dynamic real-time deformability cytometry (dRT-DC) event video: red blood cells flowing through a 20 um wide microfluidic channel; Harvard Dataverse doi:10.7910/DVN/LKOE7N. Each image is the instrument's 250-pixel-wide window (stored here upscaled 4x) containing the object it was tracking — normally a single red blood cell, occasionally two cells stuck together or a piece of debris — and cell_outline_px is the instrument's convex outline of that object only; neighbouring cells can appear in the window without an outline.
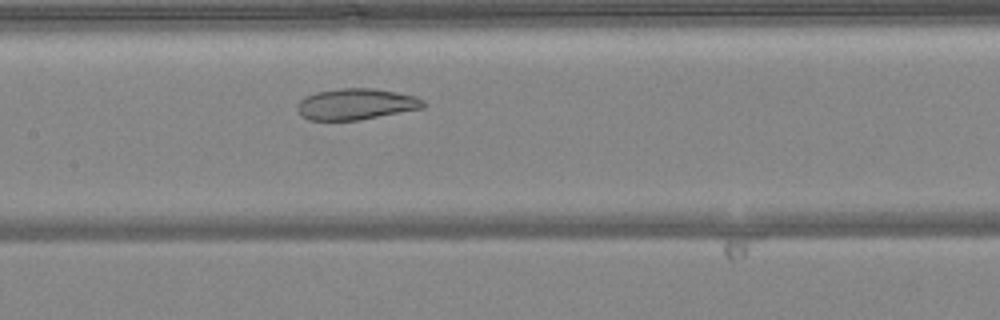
{"species": "common noctule bat (a hibernating species)", "species_latin": "Nyctalus noctula", "temperature_condition": "warm", "stored_images_in_passage": 30, "camera_frame_rate_fps": 3000, "um_per_image_px": 0.085, "animal": {"sex": "female", "body_mass_g": 24.6, "forearm_length_mm": 56.2}, "frame": {"image": 1, "passage_image": 10, "time_ms": 3.0, "image_size_px": [1000, 320], "cell_outline_px": [[428, 104], [424, 108], [360, 120], [308, 120], [300, 116], [296, 108], [296, 104], [300, 100], [316, 92], [340, 88], [372, 88], [396, 92], [416, 96], [424, 100]], "centroid_in_image_um": [30.28, 8.86], "position_along_channel_um": 177.1, "area_um2": 23.12}}
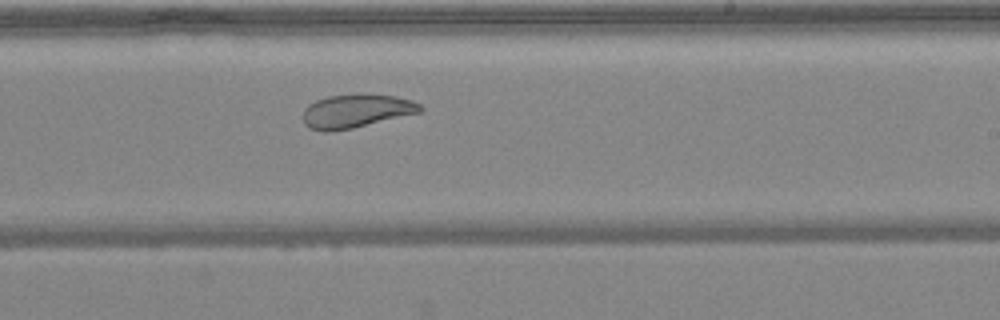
{"frame": {"image": 2, "passage_image": 16, "time_ms": 5.0, "image_size_px": [1000, 320], "cell_outline_px": [[424, 108], [420, 112], [352, 128], [328, 132], [324, 132], [308, 128], [304, 124], [304, 108], [308, 104], [316, 100], [328, 96], [356, 92], [396, 96], [412, 100], [420, 104]], "centroid_in_image_um": [30.25, 9.41], "position_along_channel_um": 258.7, "area_um2": 23.24}}
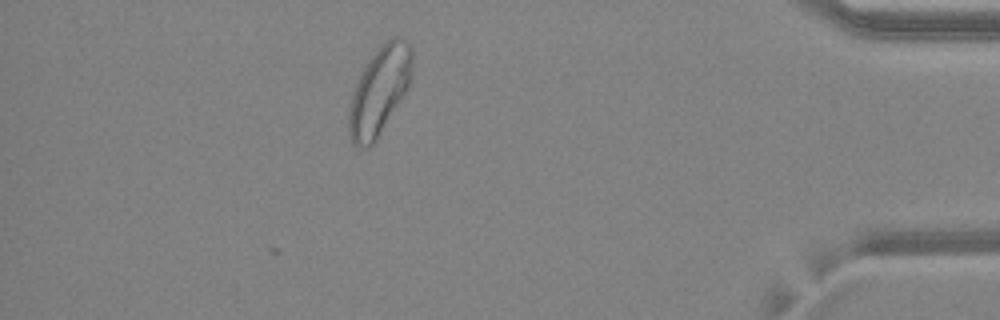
{"frame": {"image": 3, "passage_image": 30, "time_ms": 9.667, "image_size_px": [1000, 320], "cell_outline_px": [[412, 64], [408, 88], [372, 148], [356, 148], [352, 144], [348, 136], [348, 112], [352, 92], [368, 60], [380, 44], [392, 36], [396, 36], [412, 44]], "centroid_in_image_um": [32.23, 7.76], "position_along_channel_um": 403.0, "area_um2": 32.89}, "authors_computed_cell_mechanics": {"area_um2": 23.1778, "velocity_mm_per_s": 4.0923, "shape_relaxation_time_tau1_ms": null, "shape_relaxation_time_tau2_ms": 1.9365, "deformation_change_tau1": null, "deformation_change_tau2": 0.0766}}